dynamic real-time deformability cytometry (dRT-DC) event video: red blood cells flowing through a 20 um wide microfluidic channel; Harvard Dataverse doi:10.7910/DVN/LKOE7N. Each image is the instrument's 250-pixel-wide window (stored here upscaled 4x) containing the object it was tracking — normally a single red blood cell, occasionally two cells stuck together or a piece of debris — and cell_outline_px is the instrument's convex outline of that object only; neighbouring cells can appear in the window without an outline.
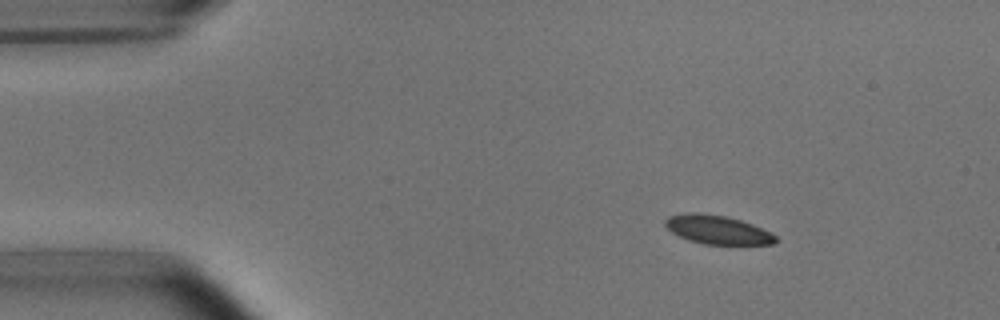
{"species": "common noctule bat (a hibernating species)", "species_latin": "Nyctalus noctula", "temperature_condition": "room temperature", "stored_images_in_passage": 46, "camera_frame_rate_fps": 3000, "um_per_image_px": 0.085, "animal": {"sex": "male", "body_mass_g": 15.6}, "frame": {"image": 1, "passage_image": 1, "time_ms": 0.0, "image_size_px": [1000, 320], "cell_outline_px": [[780, 240], [776, 244], [704, 244], [688, 240], [672, 232], [664, 224], [664, 220], [668, 216], [688, 212], [696, 212], [724, 216], [740, 220], [752, 224], [776, 236]], "centroid_in_image_um": [60.97, 19.53], "position_along_channel_um": 24.0, "area_um2": 18.38}}
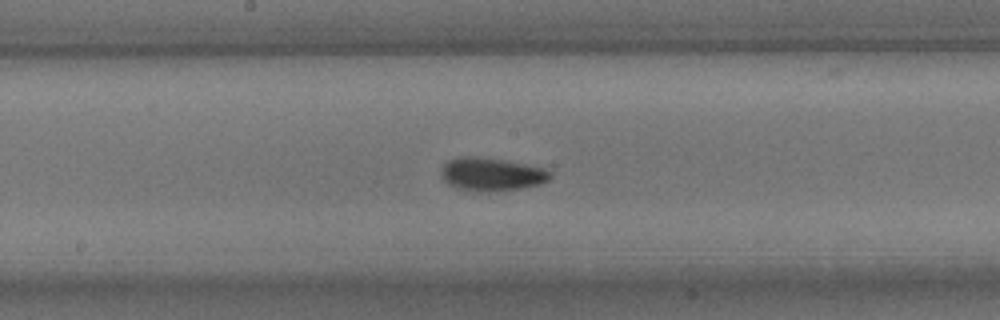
{"frame": {"image": 2, "passage_image": 21, "time_ms": 6.667, "image_size_px": [1000, 320], "cell_outline_px": [[552, 176], [548, 180], [540, 184], [520, 188], [488, 192], [480, 192], [456, 188], [448, 184], [444, 180], [440, 172], [444, 164], [448, 160], [460, 156], [476, 156], [524, 164], [544, 168], [552, 172]], "centroid_in_image_um": [41.76, 14.82], "position_along_channel_um": 206.4, "area_um2": 21.04}}
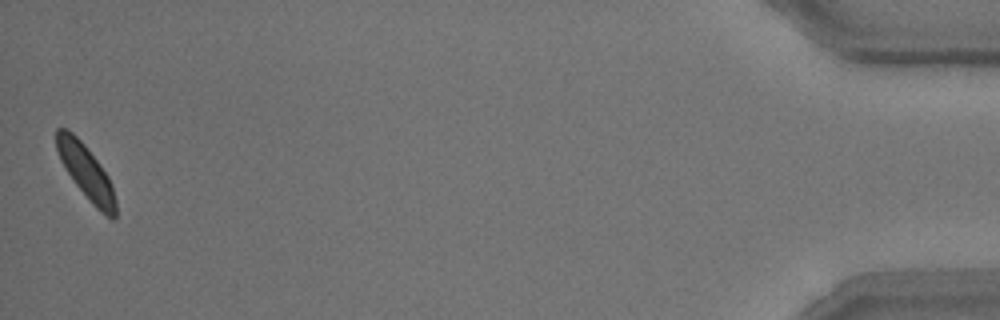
{"frame": {"image": 3, "passage_image": 46, "time_ms": 15.0, "image_size_px": [1000, 320], "cell_outline_px": [[116, 220], [112, 220], [100, 212], [92, 204], [76, 184], [60, 160], [56, 148], [56, 128], [68, 128], [84, 144], [100, 164], [108, 176], [112, 184], [116, 200]], "centroid_in_image_um": [7.34, 14.64], "position_along_channel_um": 427.9, "area_um2": 18.67}, "authors_computed_cell_mechanics": {"area_um2": 19.4208, "velocity_mm_per_s": 3.7603, "shape_relaxation_time_tau1_ms": 4.0773, "shape_relaxation_time_tau2_ms": 4.3407, "deformation_change_tau1": 0.0941, "deformation_change_tau2": 0.0637}}